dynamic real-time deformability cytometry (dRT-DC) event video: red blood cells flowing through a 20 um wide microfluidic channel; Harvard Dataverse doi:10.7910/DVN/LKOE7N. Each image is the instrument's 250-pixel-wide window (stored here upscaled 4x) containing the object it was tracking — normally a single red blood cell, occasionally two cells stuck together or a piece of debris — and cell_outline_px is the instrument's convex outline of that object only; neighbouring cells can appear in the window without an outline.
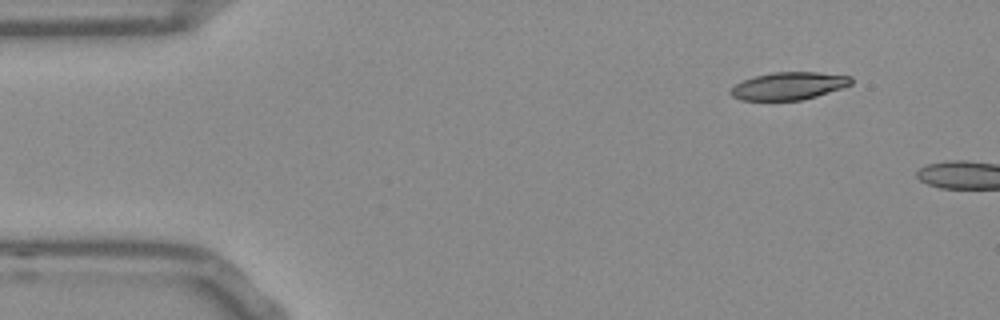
{"species": "Egyptian fruit bat (a non-hibernating species)", "species_latin": "Rousettus aegyptiacus", "temperature_condition": "room temperature", "stored_images_in_passage": 42, "camera_frame_rate_fps": 3000, "um_per_image_px": 0.085, "frame": {"image": 1, "passage_image": 1, "time_ms": 0.0, "image_size_px": [1000, 320], "cell_outline_px": [[852, 84], [816, 96], [800, 100], [740, 100], [732, 96], [728, 92], [736, 84], [744, 80], [756, 76], [772, 72], [820, 72], [852, 76]], "centroid_in_image_um": [67.04, 7.3], "position_along_channel_um": 18.0, "area_um2": 19.25}}
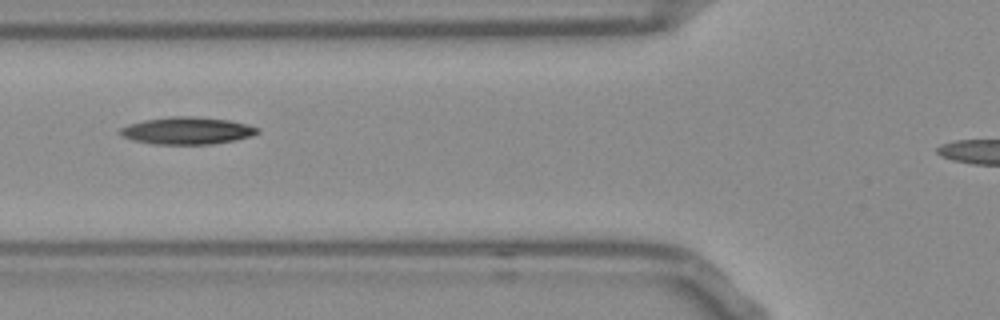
{"frame": {"image": 2, "passage_image": 15, "time_ms": 4.667, "image_size_px": [1000, 320], "cell_outline_px": [[260, 132], [252, 136], [236, 140], [212, 144], [152, 144], [132, 140], [124, 136], [120, 132], [120, 128], [128, 124], [144, 120], [172, 116], [192, 116], [228, 120], [248, 124], [260, 128]], "centroid_in_image_um": [15.94, 11.11], "position_along_channel_um": 109.9, "area_um2": 21.85}}
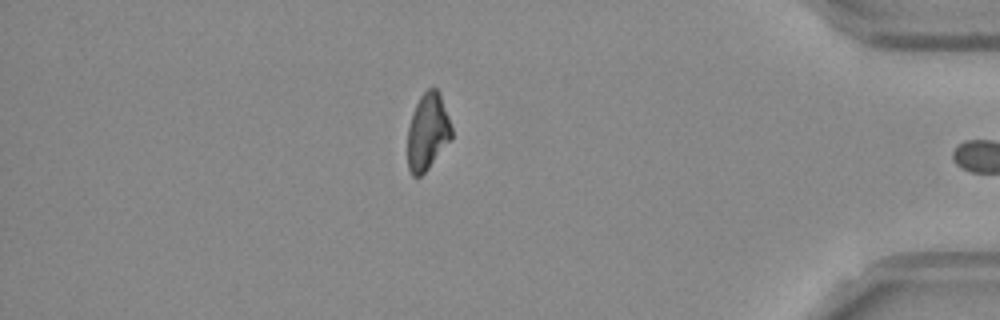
{"frame": {"image": 3, "passage_image": 41, "time_ms": 13.333, "image_size_px": [1000, 320], "cell_outline_px": [[452, 140], [428, 168], [420, 176], [412, 176], [408, 168], [408, 128], [412, 112], [420, 96], [428, 88], [436, 88], [440, 92], [452, 128]], "centroid_in_image_um": [36.36, 11.19], "position_along_channel_um": 398.8, "area_um2": 19.77}}